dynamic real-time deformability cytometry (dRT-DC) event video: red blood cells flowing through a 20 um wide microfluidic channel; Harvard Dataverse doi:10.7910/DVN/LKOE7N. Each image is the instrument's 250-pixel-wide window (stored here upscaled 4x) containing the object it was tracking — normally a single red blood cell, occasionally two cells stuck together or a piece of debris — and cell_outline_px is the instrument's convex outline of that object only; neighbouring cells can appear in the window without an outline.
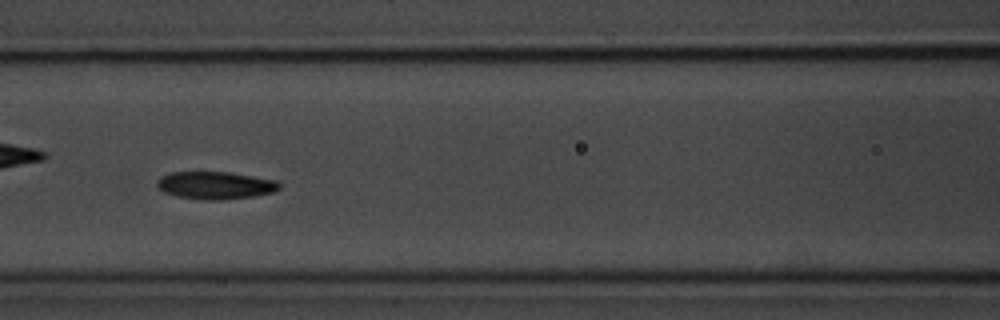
{"species": "common noctule bat (a hibernating species)", "species_latin": "Nyctalus noctula", "temperature_condition": "room temperature", "stored_images_in_passage": 9, "camera_frame_rate_fps": 3000, "um_per_image_px": 0.085, "animal": {"sex": "male", "body_mass_g": 20.1, "forearm_length_mm": 53.5}, "frame": {"image": 1, "passage_image": 6, "time_ms": 6.0, "image_size_px": [1000, 320], "cell_outline_px": [[280, 188], [276, 192], [256, 196], [224, 200], [200, 200], [176, 196], [164, 192], [156, 184], [156, 180], [160, 176], [172, 172], [228, 172], [276, 180], [280, 184]], "centroid_in_image_um": [18.31, 15.76], "position_along_channel_um": 148.3, "area_um2": 19.88}}
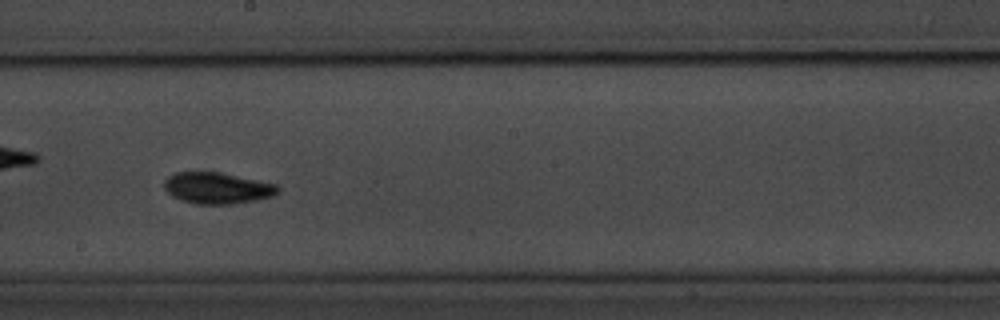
{"frame": {"image": 2, "passage_image": 8, "time_ms": 8.333, "image_size_px": [1000, 320], "cell_outline_px": [[280, 192], [276, 196], [256, 200], [232, 204], [196, 204], [180, 200], [172, 196], [164, 188], [164, 180], [168, 176], [176, 172], [216, 172], [276, 184], [280, 188]], "centroid_in_image_um": [18.47, 16.0], "position_along_channel_um": 229.7, "area_um2": 20.75}}